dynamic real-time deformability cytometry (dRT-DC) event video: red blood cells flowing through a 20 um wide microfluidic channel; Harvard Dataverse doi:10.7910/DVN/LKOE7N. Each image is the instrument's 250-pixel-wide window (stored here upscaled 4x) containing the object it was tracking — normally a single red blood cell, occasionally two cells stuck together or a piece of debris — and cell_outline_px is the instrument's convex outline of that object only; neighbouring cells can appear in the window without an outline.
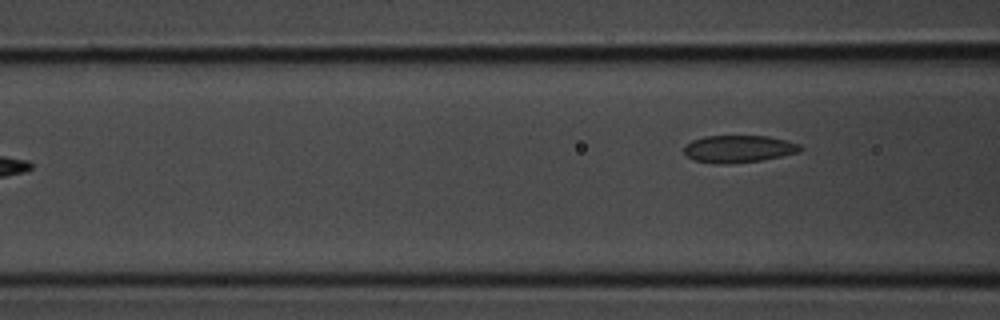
{"species": "common noctule bat (a hibernating species)", "species_latin": "Nyctalus noctula", "temperature_condition": "room temperature", "stored_images_in_passage": 4, "camera_frame_rate_fps": 3000, "um_per_image_px": 0.085, "animal": {"sex": "male", "body_mass_g": 20.1, "forearm_length_mm": 53.5}, "frame": {"image": 1, "passage_image": 4, "time_ms": 1.0, "image_size_px": [1000, 320], "cell_outline_px": [[804, 148], [800, 152], [764, 160], [728, 164], [712, 164], [696, 160], [688, 156], [684, 152], [684, 144], [692, 140], [704, 136], [768, 136], [800, 144]], "centroid_in_image_um": [62.79, 12.66], "position_along_channel_um": 103.8, "area_um2": 18.67}}